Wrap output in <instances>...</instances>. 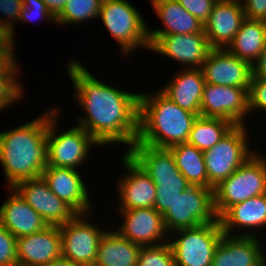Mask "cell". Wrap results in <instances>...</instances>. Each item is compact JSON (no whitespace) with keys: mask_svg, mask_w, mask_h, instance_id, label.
Listing matches in <instances>:
<instances>
[{"mask_svg":"<svg viewBox=\"0 0 266 266\" xmlns=\"http://www.w3.org/2000/svg\"><path fill=\"white\" fill-rule=\"evenodd\" d=\"M67 72L74 86L73 98L87 113L78 126L90 134L100 146L114 143L128 150L139 135V95L102 83L78 60L68 62Z\"/></svg>","mask_w":266,"mask_h":266,"instance_id":"cell-1","label":"cell"},{"mask_svg":"<svg viewBox=\"0 0 266 266\" xmlns=\"http://www.w3.org/2000/svg\"><path fill=\"white\" fill-rule=\"evenodd\" d=\"M46 110L29 122L0 132V165L8 187L41 177L48 165V122L59 108Z\"/></svg>","mask_w":266,"mask_h":266,"instance_id":"cell-2","label":"cell"},{"mask_svg":"<svg viewBox=\"0 0 266 266\" xmlns=\"http://www.w3.org/2000/svg\"><path fill=\"white\" fill-rule=\"evenodd\" d=\"M153 94L141 92L139 95V135L136 142L160 148L186 143L198 116L180 108L160 89Z\"/></svg>","mask_w":266,"mask_h":266,"instance_id":"cell-3","label":"cell"},{"mask_svg":"<svg viewBox=\"0 0 266 266\" xmlns=\"http://www.w3.org/2000/svg\"><path fill=\"white\" fill-rule=\"evenodd\" d=\"M126 152L155 183L154 208L160 214L163 215L171 207L176 197L191 186L177 168L169 148L135 142Z\"/></svg>","mask_w":266,"mask_h":266,"instance_id":"cell-4","label":"cell"},{"mask_svg":"<svg viewBox=\"0 0 266 266\" xmlns=\"http://www.w3.org/2000/svg\"><path fill=\"white\" fill-rule=\"evenodd\" d=\"M266 194V156L256 151L227 179L213 189L214 209L219 218L230 206Z\"/></svg>","mask_w":266,"mask_h":266,"instance_id":"cell-5","label":"cell"},{"mask_svg":"<svg viewBox=\"0 0 266 266\" xmlns=\"http://www.w3.org/2000/svg\"><path fill=\"white\" fill-rule=\"evenodd\" d=\"M99 18L114 41L118 42L123 56L131 55L141 47L150 49L149 27L128 0H102Z\"/></svg>","mask_w":266,"mask_h":266,"instance_id":"cell-6","label":"cell"},{"mask_svg":"<svg viewBox=\"0 0 266 266\" xmlns=\"http://www.w3.org/2000/svg\"><path fill=\"white\" fill-rule=\"evenodd\" d=\"M171 235L174 238L168 242L173 250L175 266H212L214 253L224 232L218 219L197 227L175 230Z\"/></svg>","mask_w":266,"mask_h":266,"instance_id":"cell-7","label":"cell"},{"mask_svg":"<svg viewBox=\"0 0 266 266\" xmlns=\"http://www.w3.org/2000/svg\"><path fill=\"white\" fill-rule=\"evenodd\" d=\"M247 125H235L217 144L204 151L209 188L235 172L256 150L249 148Z\"/></svg>","mask_w":266,"mask_h":266,"instance_id":"cell-8","label":"cell"},{"mask_svg":"<svg viewBox=\"0 0 266 266\" xmlns=\"http://www.w3.org/2000/svg\"><path fill=\"white\" fill-rule=\"evenodd\" d=\"M60 109L49 119L47 132V167L77 169L90 155V149L100 144L81 126L57 133ZM60 133V134H59Z\"/></svg>","mask_w":266,"mask_h":266,"instance_id":"cell-9","label":"cell"},{"mask_svg":"<svg viewBox=\"0 0 266 266\" xmlns=\"http://www.w3.org/2000/svg\"><path fill=\"white\" fill-rule=\"evenodd\" d=\"M163 219L168 233L217 221L213 189L191 185L176 197Z\"/></svg>","mask_w":266,"mask_h":266,"instance_id":"cell-10","label":"cell"},{"mask_svg":"<svg viewBox=\"0 0 266 266\" xmlns=\"http://www.w3.org/2000/svg\"><path fill=\"white\" fill-rule=\"evenodd\" d=\"M91 215L92 212L77 214L72 220L59 226L61 256L82 266H94L100 238L106 231L89 222Z\"/></svg>","mask_w":266,"mask_h":266,"instance_id":"cell-11","label":"cell"},{"mask_svg":"<svg viewBox=\"0 0 266 266\" xmlns=\"http://www.w3.org/2000/svg\"><path fill=\"white\" fill-rule=\"evenodd\" d=\"M249 88L205 83L201 100V116L222 118L234 125H246L249 113Z\"/></svg>","mask_w":266,"mask_h":266,"instance_id":"cell-12","label":"cell"},{"mask_svg":"<svg viewBox=\"0 0 266 266\" xmlns=\"http://www.w3.org/2000/svg\"><path fill=\"white\" fill-rule=\"evenodd\" d=\"M151 51L182 63L183 69L201 68L210 50L205 33L149 35Z\"/></svg>","mask_w":266,"mask_h":266,"instance_id":"cell-13","label":"cell"},{"mask_svg":"<svg viewBox=\"0 0 266 266\" xmlns=\"http://www.w3.org/2000/svg\"><path fill=\"white\" fill-rule=\"evenodd\" d=\"M13 188L48 225L66 224L78 214L49 189L42 177L21 181Z\"/></svg>","mask_w":266,"mask_h":266,"instance_id":"cell-14","label":"cell"},{"mask_svg":"<svg viewBox=\"0 0 266 266\" xmlns=\"http://www.w3.org/2000/svg\"><path fill=\"white\" fill-rule=\"evenodd\" d=\"M118 213L124 219L121 226L115 229L120 236L141 247L168 242L166 239L169 233L166 231L163 215L155 208L128 209Z\"/></svg>","mask_w":266,"mask_h":266,"instance_id":"cell-15","label":"cell"},{"mask_svg":"<svg viewBox=\"0 0 266 266\" xmlns=\"http://www.w3.org/2000/svg\"><path fill=\"white\" fill-rule=\"evenodd\" d=\"M122 157V166L126 175L118 181L119 206L118 210L154 208L156 185L150 176L127 153Z\"/></svg>","mask_w":266,"mask_h":266,"instance_id":"cell-16","label":"cell"},{"mask_svg":"<svg viewBox=\"0 0 266 266\" xmlns=\"http://www.w3.org/2000/svg\"><path fill=\"white\" fill-rule=\"evenodd\" d=\"M200 69L206 83L250 87L252 66L234 56L226 48H212Z\"/></svg>","mask_w":266,"mask_h":266,"instance_id":"cell-17","label":"cell"},{"mask_svg":"<svg viewBox=\"0 0 266 266\" xmlns=\"http://www.w3.org/2000/svg\"><path fill=\"white\" fill-rule=\"evenodd\" d=\"M245 19L241 0L216 1L204 23V33L210 47L227 48Z\"/></svg>","mask_w":266,"mask_h":266,"instance_id":"cell-18","label":"cell"},{"mask_svg":"<svg viewBox=\"0 0 266 266\" xmlns=\"http://www.w3.org/2000/svg\"><path fill=\"white\" fill-rule=\"evenodd\" d=\"M41 177L47 183L49 189L78 214L90 213L93 209L89 190L78 169L46 167Z\"/></svg>","mask_w":266,"mask_h":266,"instance_id":"cell-19","label":"cell"},{"mask_svg":"<svg viewBox=\"0 0 266 266\" xmlns=\"http://www.w3.org/2000/svg\"><path fill=\"white\" fill-rule=\"evenodd\" d=\"M59 226L48 225L43 230L17 238L18 266H44L61 256Z\"/></svg>","mask_w":266,"mask_h":266,"instance_id":"cell-20","label":"cell"},{"mask_svg":"<svg viewBox=\"0 0 266 266\" xmlns=\"http://www.w3.org/2000/svg\"><path fill=\"white\" fill-rule=\"evenodd\" d=\"M256 235L224 234L216 248L212 266H266V251Z\"/></svg>","mask_w":266,"mask_h":266,"instance_id":"cell-21","label":"cell"},{"mask_svg":"<svg viewBox=\"0 0 266 266\" xmlns=\"http://www.w3.org/2000/svg\"><path fill=\"white\" fill-rule=\"evenodd\" d=\"M218 219L226 235L255 237L258 228L266 227V194L230 206ZM240 228L246 231L235 235L234 232L238 229L240 231Z\"/></svg>","mask_w":266,"mask_h":266,"instance_id":"cell-22","label":"cell"},{"mask_svg":"<svg viewBox=\"0 0 266 266\" xmlns=\"http://www.w3.org/2000/svg\"><path fill=\"white\" fill-rule=\"evenodd\" d=\"M7 200L0 206V224L16 238L43 230L48 224L13 188Z\"/></svg>","mask_w":266,"mask_h":266,"instance_id":"cell-23","label":"cell"},{"mask_svg":"<svg viewBox=\"0 0 266 266\" xmlns=\"http://www.w3.org/2000/svg\"><path fill=\"white\" fill-rule=\"evenodd\" d=\"M180 69L160 90L180 108L201 116V100L206 83L202 71L200 68Z\"/></svg>","mask_w":266,"mask_h":266,"instance_id":"cell-24","label":"cell"},{"mask_svg":"<svg viewBox=\"0 0 266 266\" xmlns=\"http://www.w3.org/2000/svg\"><path fill=\"white\" fill-rule=\"evenodd\" d=\"M162 21L163 29L148 30V35L204 33V24L176 0H149Z\"/></svg>","mask_w":266,"mask_h":266,"instance_id":"cell-25","label":"cell"},{"mask_svg":"<svg viewBox=\"0 0 266 266\" xmlns=\"http://www.w3.org/2000/svg\"><path fill=\"white\" fill-rule=\"evenodd\" d=\"M141 246L106 230L101 236L94 266H136Z\"/></svg>","mask_w":266,"mask_h":266,"instance_id":"cell-26","label":"cell"},{"mask_svg":"<svg viewBox=\"0 0 266 266\" xmlns=\"http://www.w3.org/2000/svg\"><path fill=\"white\" fill-rule=\"evenodd\" d=\"M265 47L266 21L245 19L226 49L252 66Z\"/></svg>","mask_w":266,"mask_h":266,"instance_id":"cell-27","label":"cell"},{"mask_svg":"<svg viewBox=\"0 0 266 266\" xmlns=\"http://www.w3.org/2000/svg\"><path fill=\"white\" fill-rule=\"evenodd\" d=\"M169 149L173 154L177 168L190 185L209 188L202 151L187 142L176 144Z\"/></svg>","mask_w":266,"mask_h":266,"instance_id":"cell-28","label":"cell"},{"mask_svg":"<svg viewBox=\"0 0 266 266\" xmlns=\"http://www.w3.org/2000/svg\"><path fill=\"white\" fill-rule=\"evenodd\" d=\"M234 126L232 122L222 118L198 116L187 143L204 152L217 144Z\"/></svg>","mask_w":266,"mask_h":266,"instance_id":"cell-29","label":"cell"},{"mask_svg":"<svg viewBox=\"0 0 266 266\" xmlns=\"http://www.w3.org/2000/svg\"><path fill=\"white\" fill-rule=\"evenodd\" d=\"M102 0H67L55 24L71 25L98 18Z\"/></svg>","mask_w":266,"mask_h":266,"instance_id":"cell-30","label":"cell"},{"mask_svg":"<svg viewBox=\"0 0 266 266\" xmlns=\"http://www.w3.org/2000/svg\"><path fill=\"white\" fill-rule=\"evenodd\" d=\"M136 266H175L170 243L141 247Z\"/></svg>","mask_w":266,"mask_h":266,"instance_id":"cell-31","label":"cell"},{"mask_svg":"<svg viewBox=\"0 0 266 266\" xmlns=\"http://www.w3.org/2000/svg\"><path fill=\"white\" fill-rule=\"evenodd\" d=\"M18 75L0 74V112L22 99L24 93Z\"/></svg>","mask_w":266,"mask_h":266,"instance_id":"cell-32","label":"cell"},{"mask_svg":"<svg viewBox=\"0 0 266 266\" xmlns=\"http://www.w3.org/2000/svg\"><path fill=\"white\" fill-rule=\"evenodd\" d=\"M0 266H18L17 238L0 224Z\"/></svg>","mask_w":266,"mask_h":266,"instance_id":"cell-33","label":"cell"},{"mask_svg":"<svg viewBox=\"0 0 266 266\" xmlns=\"http://www.w3.org/2000/svg\"><path fill=\"white\" fill-rule=\"evenodd\" d=\"M38 17L44 21H49V23H55V17L49 12L43 0H23V7L21 8L18 21H26L27 23L39 19Z\"/></svg>","mask_w":266,"mask_h":266,"instance_id":"cell-34","label":"cell"},{"mask_svg":"<svg viewBox=\"0 0 266 266\" xmlns=\"http://www.w3.org/2000/svg\"><path fill=\"white\" fill-rule=\"evenodd\" d=\"M248 96L249 114L257 110L266 112V79L252 76Z\"/></svg>","mask_w":266,"mask_h":266,"instance_id":"cell-35","label":"cell"},{"mask_svg":"<svg viewBox=\"0 0 266 266\" xmlns=\"http://www.w3.org/2000/svg\"><path fill=\"white\" fill-rule=\"evenodd\" d=\"M22 7H23V0H0V13L4 15L0 16V22L8 30H10L13 40L15 36L14 26L16 22H18Z\"/></svg>","mask_w":266,"mask_h":266,"instance_id":"cell-36","label":"cell"},{"mask_svg":"<svg viewBox=\"0 0 266 266\" xmlns=\"http://www.w3.org/2000/svg\"><path fill=\"white\" fill-rule=\"evenodd\" d=\"M184 9L204 24L216 0H176Z\"/></svg>","mask_w":266,"mask_h":266,"instance_id":"cell-37","label":"cell"},{"mask_svg":"<svg viewBox=\"0 0 266 266\" xmlns=\"http://www.w3.org/2000/svg\"><path fill=\"white\" fill-rule=\"evenodd\" d=\"M245 18L266 21V0H241Z\"/></svg>","mask_w":266,"mask_h":266,"instance_id":"cell-38","label":"cell"},{"mask_svg":"<svg viewBox=\"0 0 266 266\" xmlns=\"http://www.w3.org/2000/svg\"><path fill=\"white\" fill-rule=\"evenodd\" d=\"M15 48H0V74H19Z\"/></svg>","mask_w":266,"mask_h":266,"instance_id":"cell-39","label":"cell"},{"mask_svg":"<svg viewBox=\"0 0 266 266\" xmlns=\"http://www.w3.org/2000/svg\"><path fill=\"white\" fill-rule=\"evenodd\" d=\"M252 76L266 79V47L252 65Z\"/></svg>","mask_w":266,"mask_h":266,"instance_id":"cell-40","label":"cell"},{"mask_svg":"<svg viewBox=\"0 0 266 266\" xmlns=\"http://www.w3.org/2000/svg\"><path fill=\"white\" fill-rule=\"evenodd\" d=\"M14 44L10 30L0 22V48H15Z\"/></svg>","mask_w":266,"mask_h":266,"instance_id":"cell-41","label":"cell"},{"mask_svg":"<svg viewBox=\"0 0 266 266\" xmlns=\"http://www.w3.org/2000/svg\"><path fill=\"white\" fill-rule=\"evenodd\" d=\"M49 12L56 18L65 6L67 0H43Z\"/></svg>","mask_w":266,"mask_h":266,"instance_id":"cell-42","label":"cell"},{"mask_svg":"<svg viewBox=\"0 0 266 266\" xmlns=\"http://www.w3.org/2000/svg\"><path fill=\"white\" fill-rule=\"evenodd\" d=\"M44 266H82V265L60 256L59 258L54 259L53 261L49 262Z\"/></svg>","mask_w":266,"mask_h":266,"instance_id":"cell-43","label":"cell"}]
</instances>
